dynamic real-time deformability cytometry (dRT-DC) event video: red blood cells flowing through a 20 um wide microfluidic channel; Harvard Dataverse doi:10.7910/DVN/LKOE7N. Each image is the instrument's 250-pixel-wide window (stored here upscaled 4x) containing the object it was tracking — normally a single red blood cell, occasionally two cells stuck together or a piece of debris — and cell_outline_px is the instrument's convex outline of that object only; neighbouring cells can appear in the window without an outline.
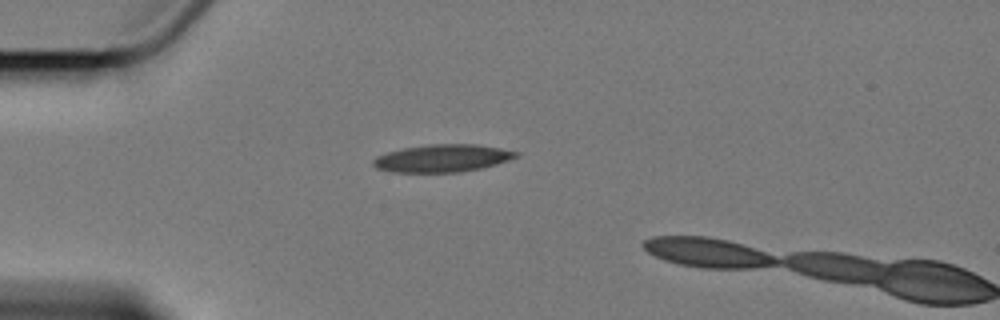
{"species": "Egyptian fruit bat (a non-hibernating species)", "species_latin": "Rousettus aegyptiacus", "temperature_condition": "cold", "stored_images_in_passage": 2, "camera_frame_rate_fps": 3000, "um_per_image_px": 0.085, "animal": {"sex": "female"}, "frame": {"image": 1, "passage_image": 1, "time_ms": 0.0, "image_size_px": [1000, 320], "cell_outline_px": [[520, 156], [496, 164], [480, 168], [460, 172], [396, 172], [376, 168], [372, 164], [372, 160], [376, 156], [388, 152], [404, 148], [428, 144], [476, 144], [500, 148], [520, 152]], "centroid_in_image_um": [37.62, 13.44], "position_along_channel_um": 47.4, "area_um2": 22.89}}